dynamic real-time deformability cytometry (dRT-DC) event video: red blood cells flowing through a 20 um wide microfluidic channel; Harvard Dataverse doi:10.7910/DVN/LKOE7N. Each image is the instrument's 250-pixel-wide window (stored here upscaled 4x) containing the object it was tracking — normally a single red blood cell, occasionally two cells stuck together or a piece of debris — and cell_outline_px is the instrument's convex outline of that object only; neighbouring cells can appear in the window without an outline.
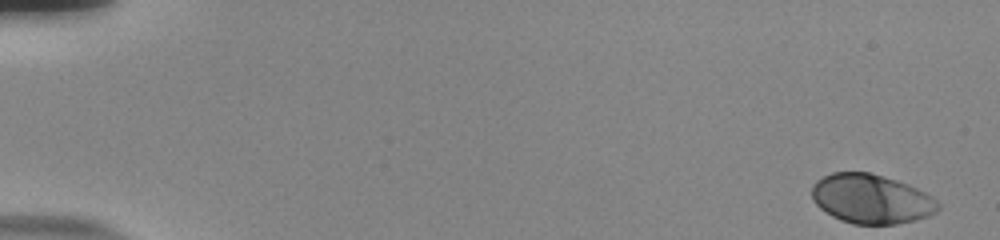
{"species": "human", "species_latin": "Homo sapiens", "temperature_condition": "room temperature", "stored_images_in_passage": 54, "camera_frame_rate_fps": 3000, "um_per_image_px": 0.085, "donor": {"sex": "male"}, "frame": {"image": 1, "passage_image": 1, "time_ms": 0.0, "image_size_px": [1000, 240], "cell_outline_px": [[940, 208], [936, 212], [928, 216], [916, 220], [896, 224], [852, 224], [840, 220], [832, 216], [820, 208], [812, 200], [812, 184], [816, 180], [832, 172], [868, 172], [896, 180], [908, 184], [932, 196], [940, 204]], "centroid_in_image_um": [74.05, 16.91], "position_along_channel_um": 11.0, "area_um2": 36.41}}
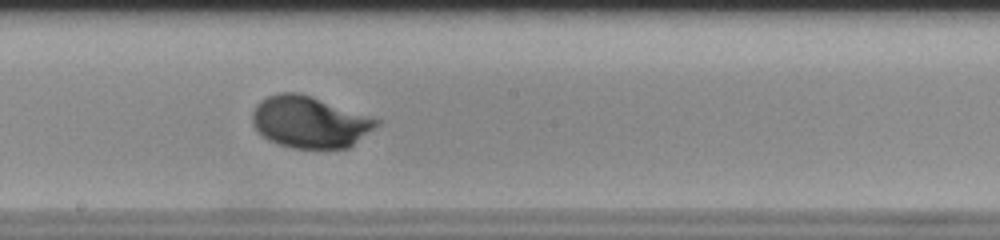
{"frame": {"image": 2, "passage_image": 31, "time_ms": 10.0, "image_size_px": [1000, 240], "cell_outline_px": [[380, 124], [348, 148], [292, 148], [268, 140], [252, 124], [252, 112], [256, 104], [260, 100], [276, 92], [300, 92], [312, 96], [380, 120]], "centroid_in_image_um": [26.3, 10.36], "position_along_channel_um": 221.9, "area_um2": 37.22}}
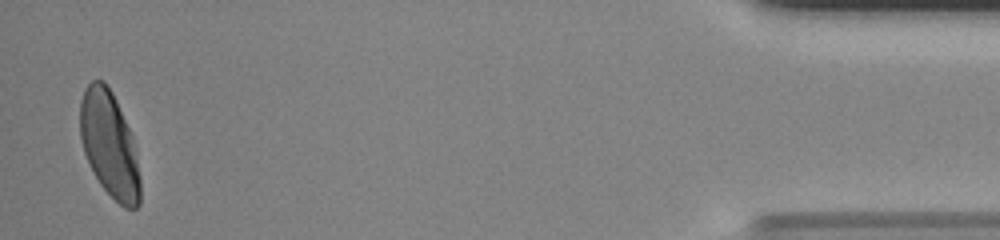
{"frame": {"image": 3, "passage_image": 53, "time_ms": 17.333, "image_size_px": [1000, 240], "cell_outline_px": [[140, 204], [136, 208], [124, 208], [100, 184], [84, 152], [80, 136], [80, 100], [84, 88], [92, 80], [104, 80], [112, 92], [116, 100], [132, 136], [140, 180]], "centroid_in_image_um": [9.28, 12.25], "position_along_channel_um": 425.9, "area_um2": 36.53}, "authors_computed_cell_mechanics": {"area_um2": 36.125, "velocity_mm_per_s": 3.8117, "shape_relaxation_time_tau1_ms": 2.231, "shape_relaxation_time_tau2_ms": null, "deformation_change_tau1": 0.1409, "deformation_change_tau2": null}}